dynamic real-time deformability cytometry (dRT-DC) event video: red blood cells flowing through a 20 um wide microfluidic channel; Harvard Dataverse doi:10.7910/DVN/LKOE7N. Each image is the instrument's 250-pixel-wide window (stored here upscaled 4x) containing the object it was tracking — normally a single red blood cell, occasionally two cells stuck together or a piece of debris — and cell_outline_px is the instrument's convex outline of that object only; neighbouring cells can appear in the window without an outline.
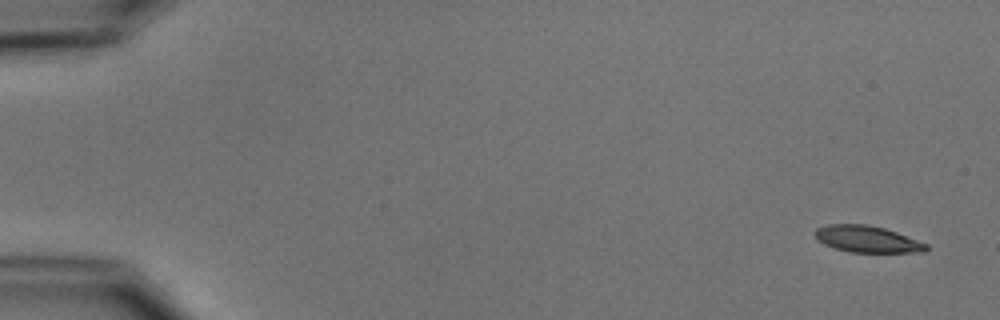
{"species": "common noctule bat (a hibernating species)", "species_latin": "Nyctalus noctula", "temperature_condition": "cold", "stored_images_in_passage": 5, "camera_frame_rate_fps": 3000, "um_per_image_px": 0.085, "animal": {"sex": "male", "body_mass_g": 15.6}, "frame": {"image": 1, "passage_image": 1, "time_ms": 0.0, "image_size_px": [1000, 320], "cell_outline_px": [[928, 248], [924, 252], [848, 252], [824, 244], [816, 240], [816, 228], [828, 224], [868, 224], [884, 228], [896, 232], [928, 244]], "centroid_in_image_um": [73.7, 20.32], "position_along_channel_um": 11.3, "area_um2": 17.17}}
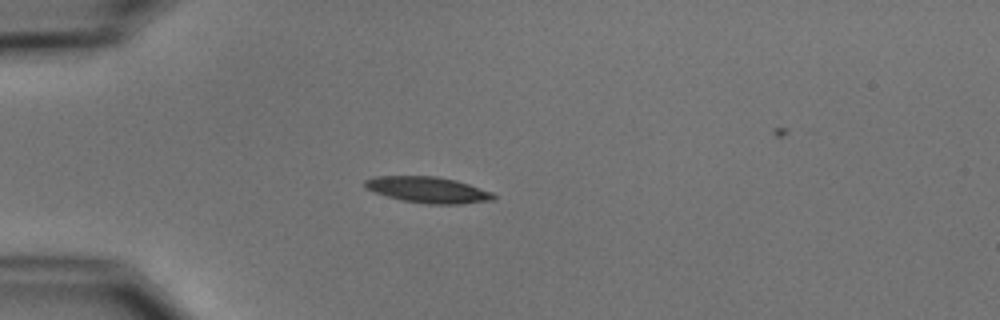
{"frame": {"image": 2, "passage_image": 4, "time_ms": 4.333, "image_size_px": [1000, 320], "cell_outline_px": [[496, 200], [464, 204], [428, 204], [404, 200], [388, 196], [364, 188], [364, 180], [372, 176], [436, 176], [456, 180], [492, 192], [496, 196]], "centroid_in_image_um": [36.4, 16.13], "position_along_channel_um": 48.6, "area_um2": 19.59}}